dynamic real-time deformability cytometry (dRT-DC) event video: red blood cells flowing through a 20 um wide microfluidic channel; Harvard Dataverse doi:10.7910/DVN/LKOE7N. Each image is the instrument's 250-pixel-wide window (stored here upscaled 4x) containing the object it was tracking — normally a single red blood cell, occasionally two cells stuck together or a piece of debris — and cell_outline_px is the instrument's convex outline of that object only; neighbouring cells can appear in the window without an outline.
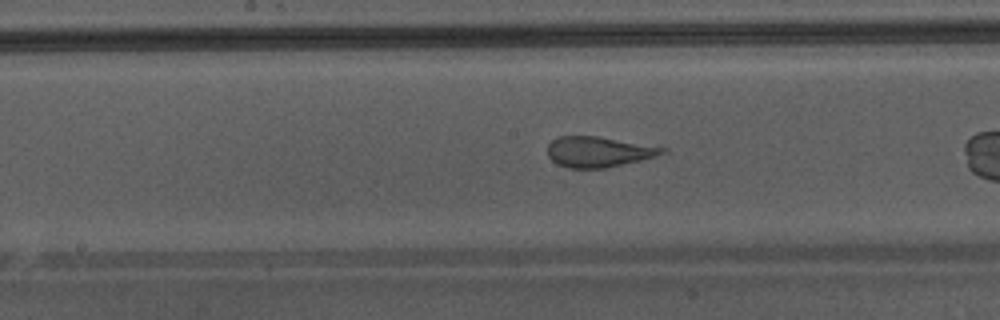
{"species": "Egyptian fruit bat (a non-hibernating species)", "species_latin": "Rousettus aegyptiacus", "temperature_condition": "warm", "stored_images_in_passage": 24, "camera_frame_rate_fps": 3000, "um_per_image_px": 0.085, "animal": {"sex": "male"}, "frame": {"image": 1, "passage_image": 11, "time_ms": 3.333, "image_size_px": [1000, 320], "cell_outline_px": [[668, 152], [656, 156], [640, 160], [604, 168], [568, 168], [556, 164], [548, 156], [548, 144], [552, 140], [560, 136], [596, 136], [668, 148]], "centroid_in_image_um": [50.86, 12.9], "position_along_channel_um": 197.3, "area_um2": 20.29}}
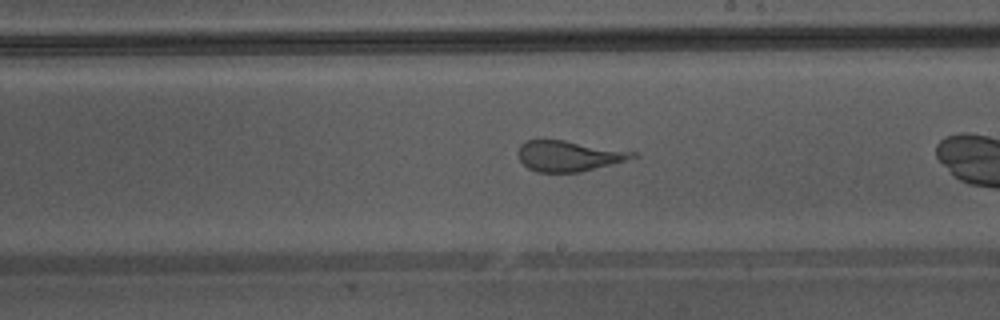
{"frame": {"image": 2, "passage_image": 14, "time_ms": 4.333, "image_size_px": [1000, 320], "cell_outline_px": [[640, 156], [580, 172], [536, 172], [528, 168], [520, 160], [516, 152], [520, 144], [524, 140], [564, 140], [636, 152]], "centroid_in_image_um": [48.29, 13.25], "position_along_channel_um": 240.7, "area_um2": 20.35}}